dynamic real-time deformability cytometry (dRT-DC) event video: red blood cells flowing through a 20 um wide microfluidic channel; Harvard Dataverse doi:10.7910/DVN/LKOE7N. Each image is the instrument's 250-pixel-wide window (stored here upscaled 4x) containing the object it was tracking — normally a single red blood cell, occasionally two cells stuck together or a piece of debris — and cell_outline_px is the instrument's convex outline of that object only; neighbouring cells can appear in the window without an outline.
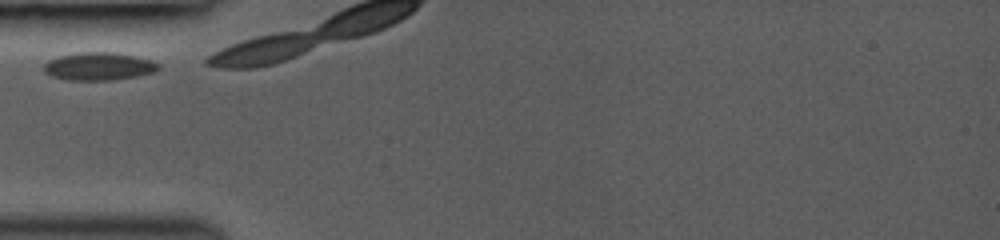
{"species": "common noctule bat (a hibernating species)", "species_latin": "Nyctalus noctula", "temperature_condition": "room temperature", "stored_images_in_passage": 13, "camera_frame_rate_fps": 3000, "um_per_image_px": 0.085, "animal": {"sex": "female", "body_mass_g": 19.0, "forearm_length_mm": 53.3}, "frame": {"image": 1, "passage_image": 1, "time_ms": 0.0, "image_size_px": [1000, 240], "cell_outline_px": [[160, 68], [156, 72], [136, 76], [112, 80], [68, 80], [52, 76], [44, 72], [44, 64], [48, 60], [60, 56], [80, 52], [112, 52], [152, 60], [160, 64]], "centroid_in_image_um": [8.41, 5.64], "position_along_channel_um": 76.6, "area_um2": 18.55}}
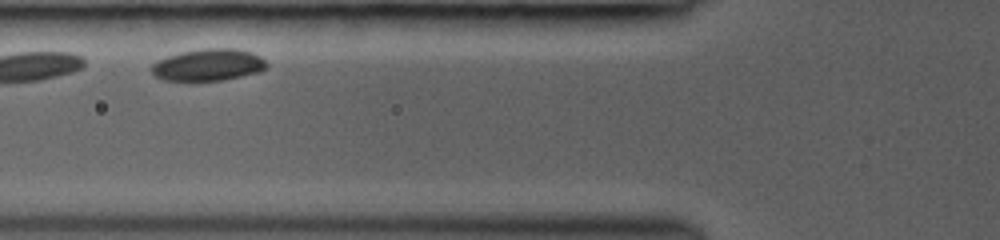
{"frame": {"image": 2, "passage_image": 3, "time_ms": 1.667, "image_size_px": [1000, 240], "cell_outline_px": [[268, 68], [260, 72], [224, 80], [192, 84], [164, 80], [156, 76], [152, 72], [152, 64], [156, 60], [180, 52], [200, 48], [236, 48], [252, 52], [260, 56], [268, 64]], "centroid_in_image_um": [17.69, 5.55], "position_along_channel_um": 108.1, "area_um2": 22.43}}